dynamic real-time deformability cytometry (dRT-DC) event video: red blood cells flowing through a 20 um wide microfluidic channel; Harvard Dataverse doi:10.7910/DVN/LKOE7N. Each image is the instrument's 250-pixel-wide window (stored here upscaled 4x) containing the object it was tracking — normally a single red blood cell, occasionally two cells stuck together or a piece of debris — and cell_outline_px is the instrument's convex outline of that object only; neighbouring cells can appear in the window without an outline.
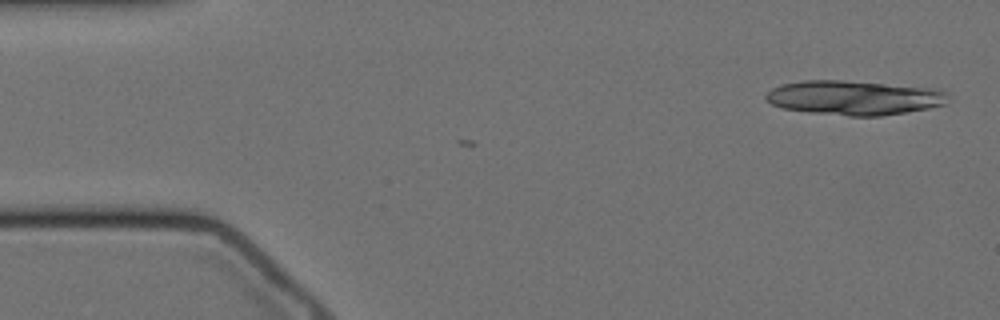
{"species": "Egyptian fruit bat (a non-hibernating species)", "species_latin": "Rousettus aegyptiacus", "temperature_condition": "cold", "stored_images_in_passage": 2, "camera_frame_rate_fps": 3000, "um_per_image_px": 0.085, "animal": {"sex": "female"}, "frame": {"image": 1, "passage_image": 2, "time_ms": 0.333, "image_size_px": [1000, 320], "cell_outline_px": [[948, 104], [928, 108], [880, 116], [848, 116], [808, 112], [784, 108], [772, 104], [764, 100], [764, 96], [772, 88], [780, 84], [804, 80], [840, 80], [940, 88], [948, 92]], "centroid_in_image_um": [72.62, 8.3], "position_along_channel_um": 12.4, "area_um2": 36.88}}